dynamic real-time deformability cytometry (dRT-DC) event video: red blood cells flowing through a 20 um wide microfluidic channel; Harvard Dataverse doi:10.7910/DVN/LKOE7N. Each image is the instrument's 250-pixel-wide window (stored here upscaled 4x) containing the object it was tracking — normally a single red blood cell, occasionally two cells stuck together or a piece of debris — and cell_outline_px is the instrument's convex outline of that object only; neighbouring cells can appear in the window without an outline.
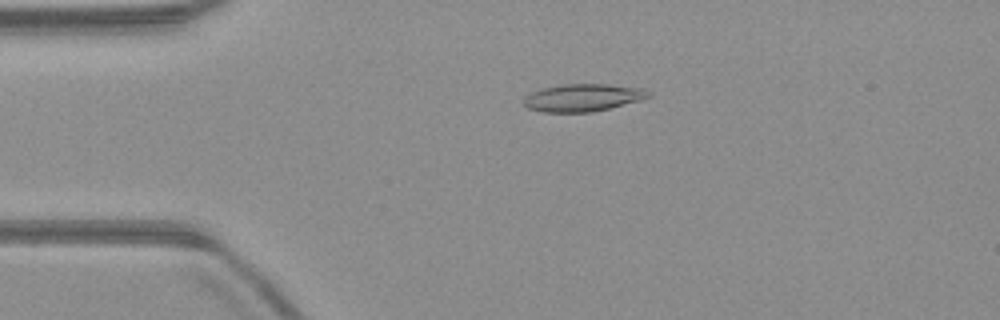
{"species": "common noctule bat (a hibernating species)", "species_latin": "Nyctalus noctula", "temperature_condition": "warm", "stored_images_in_passage": 51, "camera_frame_rate_fps": 3000, "um_per_image_px": 0.085, "animal": {"sex": "male", "body_mass_g": 23.1, "forearm_length_mm": 52.7}, "frame": {"image": 1, "passage_image": 11, "time_ms": 3.333, "image_size_px": [1000, 320], "cell_outline_px": [[652, 96], [640, 100], [592, 112], [544, 112], [528, 108], [520, 100], [532, 92], [544, 88], [564, 84], [604, 84], [640, 88], [648, 92]], "centroid_in_image_um": [49.49, 8.3], "position_along_channel_um": 35.5, "area_um2": 19.71}}
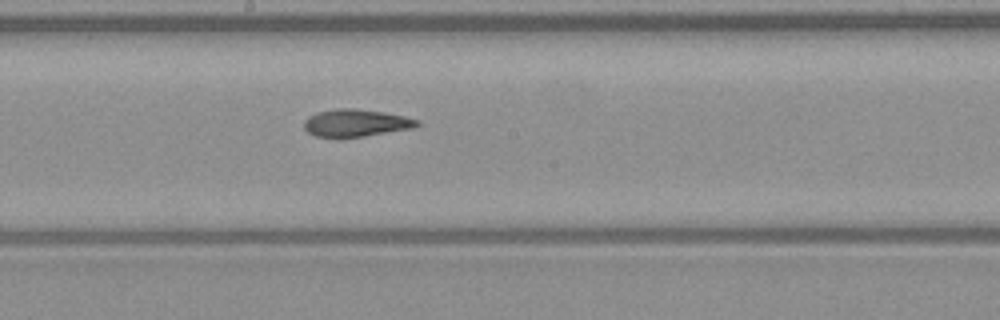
{"frame": {"image": 2, "passage_image": 27, "time_ms": 8.667, "image_size_px": [1000, 320], "cell_outline_px": [[420, 124], [412, 128], [340, 140], [316, 136], [308, 132], [304, 128], [304, 120], [308, 116], [316, 112], [336, 108], [352, 108], [384, 112], [404, 116], [420, 120]], "centroid_in_image_um": [30.19, 10.47], "position_along_channel_um": 218.0, "area_um2": 18.5}}
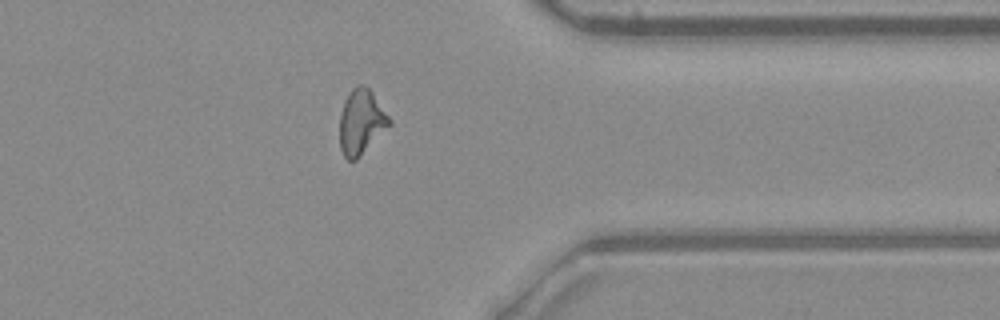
{"frame": {"image": 3, "passage_image": 40, "time_ms": 13.0, "image_size_px": [1000, 320], "cell_outline_px": [[392, 124], [356, 160], [348, 160], [344, 156], [340, 148], [340, 112], [344, 100], [348, 92], [356, 84], [364, 84], [372, 92], [392, 120]], "centroid_in_image_um": [30.7, 10.34], "position_along_channel_um": 380.7, "area_um2": 18.96}, "authors_computed_cell_mechanics": {"area_um2": 18.6694, "velocity_mm_per_s": 4.033, "shape_relaxation_time_tau1_ms": 10.5876, "shape_relaxation_time_tau2_ms": 3.7437, "deformation_change_tau1": 0.2646, "deformation_change_tau2": 0.1369}}